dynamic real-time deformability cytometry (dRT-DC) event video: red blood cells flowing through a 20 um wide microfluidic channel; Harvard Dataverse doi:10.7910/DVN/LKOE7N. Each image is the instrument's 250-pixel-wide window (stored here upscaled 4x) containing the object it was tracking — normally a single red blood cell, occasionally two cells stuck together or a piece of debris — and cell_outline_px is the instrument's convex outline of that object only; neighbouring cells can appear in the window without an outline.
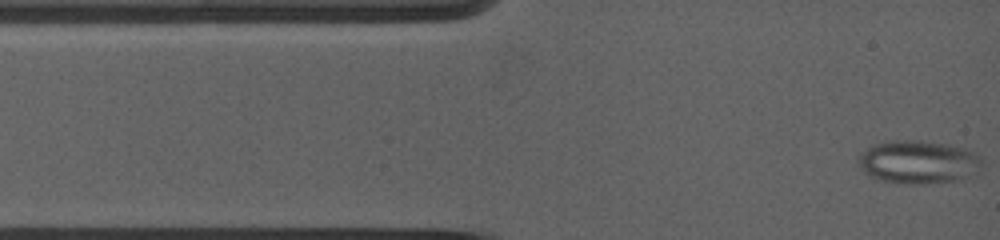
{"species": "common noctule bat (a hibernating species)", "species_latin": "Nyctalus noctula", "temperature_condition": "warm", "stored_images_in_passage": 8, "camera_frame_rate_fps": 5000, "um_per_image_px": 0.085, "animal": {"sex": "female", "body_mass_g": 19.0, "forearm_length_mm": 53.3}, "frame": {"image": 1, "passage_image": 1, "time_ms": 0.0, "image_size_px": [1000, 240], "cell_outline_px": [[980, 160], [956, 176], [948, 180], [884, 180], [872, 176], [864, 168], [860, 160], [860, 152], [876, 144], [940, 144], [956, 148], [968, 152], [976, 156]], "centroid_in_image_um": [77.84, 13.74], "position_along_channel_um": 7.2, "area_um2": 25.72}}